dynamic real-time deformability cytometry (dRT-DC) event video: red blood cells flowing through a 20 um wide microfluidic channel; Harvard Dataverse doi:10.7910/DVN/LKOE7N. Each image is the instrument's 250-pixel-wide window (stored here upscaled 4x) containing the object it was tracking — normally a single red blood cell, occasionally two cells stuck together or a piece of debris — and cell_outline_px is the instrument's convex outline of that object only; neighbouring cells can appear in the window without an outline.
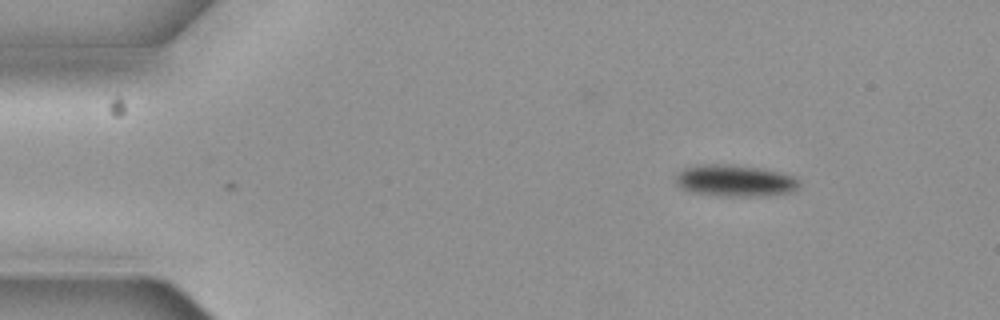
{"species": "common noctule bat (a hibernating species)", "species_latin": "Nyctalus noctula", "temperature_condition": "cold", "stored_images_in_passage": 7, "camera_frame_rate_fps": 3000, "um_per_image_px": 0.085, "animal": {"sex": "female", "body_mass_g": 19.3, "forearm_length_mm": 54.1}, "frame": {"image": 1, "passage_image": 1, "time_ms": 0.0, "image_size_px": [1000, 320], "cell_outline_px": [[800, 184], [792, 192], [768, 196], [716, 196], [692, 192], [680, 188], [676, 184], [676, 176], [684, 168], [700, 164], [732, 164], [780, 172], [792, 176]], "centroid_in_image_um": [62.44, 15.37], "position_along_channel_um": 22.6, "area_um2": 22.83}}
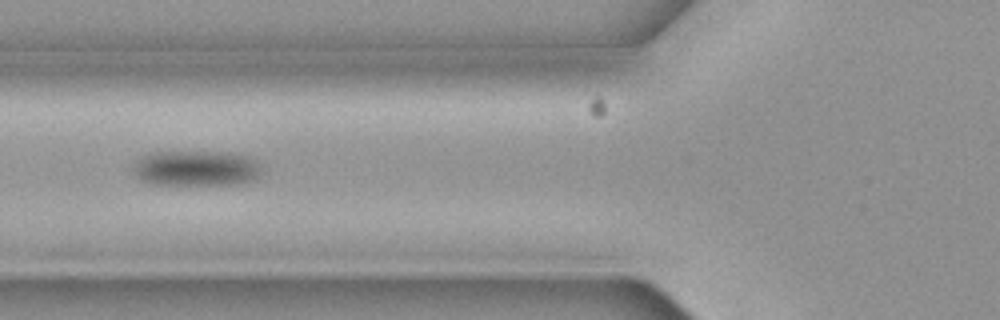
{"frame": {"image": 2, "passage_image": 5, "time_ms": 1.333, "image_size_px": [1000, 320], "cell_outline_px": [[260, 168], [256, 176], [252, 180], [236, 184], [152, 184], [136, 176], [132, 168], [132, 164], [136, 160], [152, 152], [224, 152], [248, 156]], "centroid_in_image_um": [16.6, 14.3], "position_along_channel_um": 109.2, "area_um2": 26.07}}
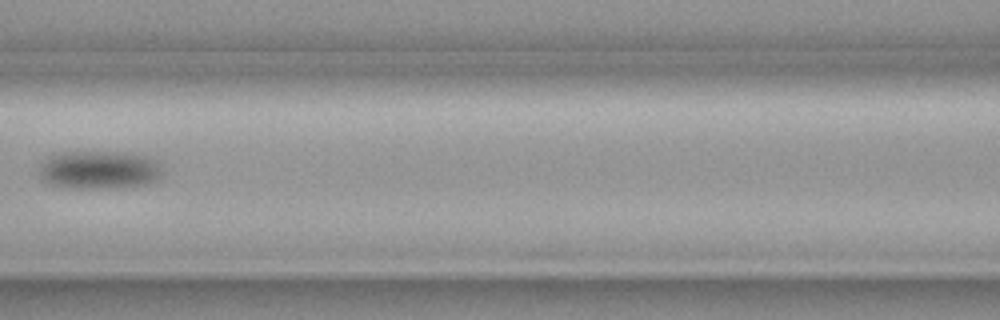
{"frame": {"image": 3, "passage_image": 6, "time_ms": 1.667, "image_size_px": [1000, 320], "cell_outline_px": [[160, 180], [144, 184], [124, 188], [76, 188], [52, 184], [44, 180], [40, 176], [40, 164], [52, 152], [124, 152], [148, 156], [156, 160], [160, 168]], "centroid_in_image_um": [8.43, 14.43], "position_along_channel_um": 158.2, "area_um2": 27.69}}